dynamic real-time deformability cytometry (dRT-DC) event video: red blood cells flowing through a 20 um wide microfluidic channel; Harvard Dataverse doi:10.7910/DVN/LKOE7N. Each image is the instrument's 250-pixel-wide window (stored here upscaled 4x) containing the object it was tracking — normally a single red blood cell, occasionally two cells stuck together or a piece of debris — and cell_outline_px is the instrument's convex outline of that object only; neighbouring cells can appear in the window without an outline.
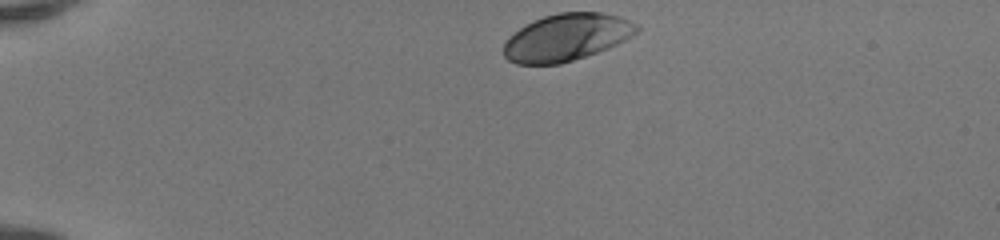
{"species": "human", "species_latin": "Homo sapiens", "temperature_condition": "room temperature", "stored_images_in_passage": 35, "camera_frame_rate_fps": 3000, "um_per_image_px": 0.085, "donor": {"sex": "female"}, "frame": {"image": 1, "passage_image": 1, "time_ms": 0.0, "image_size_px": [1000, 240], "cell_outline_px": [[640, 32], [608, 48], [560, 64], [516, 64], [508, 60], [504, 56], [504, 44], [508, 36], [524, 24], [532, 20], [544, 16], [560, 12], [600, 12], [620, 16], [636, 24], [640, 28]], "centroid_in_image_um": [48.14, 3.16], "position_along_channel_um": 36.9, "area_um2": 36.65}}
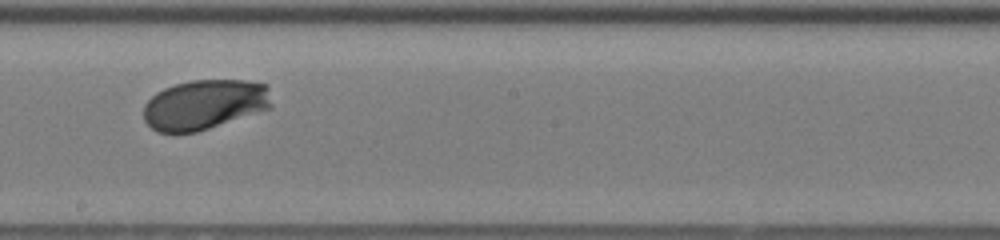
{"frame": {"image": 2, "passage_image": 20, "time_ms": 6.333, "image_size_px": [1000, 240], "cell_outline_px": [[272, 108], [196, 132], [156, 132], [144, 120], [144, 104], [156, 92], [164, 88], [176, 84], [192, 80], [244, 80], [268, 84], [272, 104]], "centroid_in_image_um": [17.4, 8.88], "position_along_channel_um": 230.8, "area_um2": 37.34}}
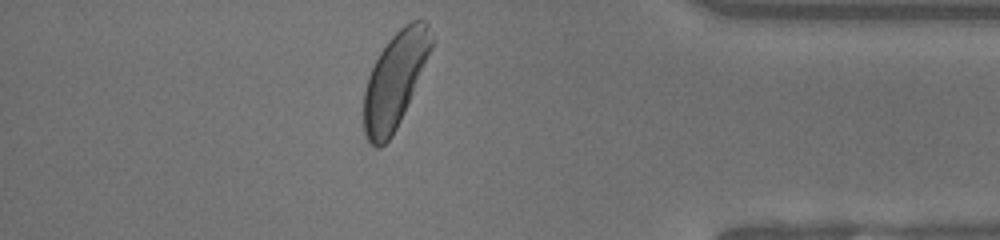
{"frame": {"image": 3, "passage_image": 34, "time_ms": 11.0, "image_size_px": [1000, 240], "cell_outline_px": [[432, 48], [400, 120], [392, 136], [380, 148], [376, 148], [364, 136], [364, 92], [368, 76], [380, 52], [388, 40], [404, 24], [412, 20], [424, 20], [428, 24], [432, 40]], "centroid_in_image_um": [33.55, 6.81], "position_along_channel_um": 401.7, "area_um2": 36.82}, "authors_computed_cell_mechanics": {"area_um2": 36.9342, "velocity_mm_per_s": 4.1445, "shape_relaxation_time_tau1_ms": 1.7946, "shape_relaxation_time_tau2_ms": null, "deformation_change_tau1": 0.1119, "deformation_change_tau2": null}}